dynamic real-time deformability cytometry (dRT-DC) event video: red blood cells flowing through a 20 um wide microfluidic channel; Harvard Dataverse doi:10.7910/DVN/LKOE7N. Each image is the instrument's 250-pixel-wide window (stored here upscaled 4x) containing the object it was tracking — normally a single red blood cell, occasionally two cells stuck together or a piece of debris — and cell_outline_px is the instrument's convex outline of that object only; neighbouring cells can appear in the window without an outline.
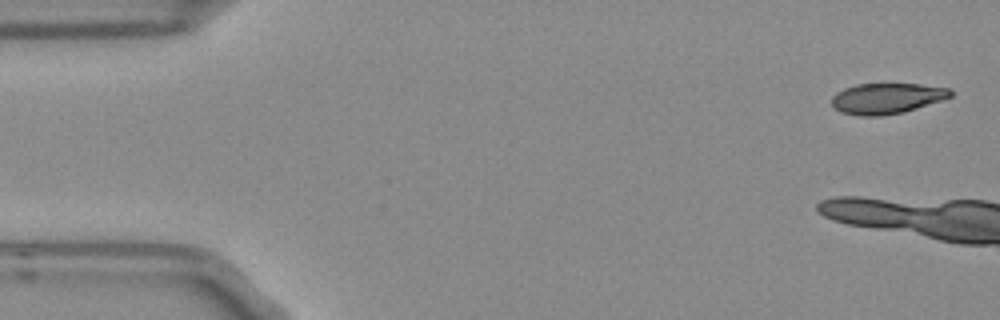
{"species": "Egyptian fruit bat (a non-hibernating species)", "species_latin": "Rousettus aegyptiacus", "temperature_condition": "room temperature", "stored_images_in_passage": 5, "camera_frame_rate_fps": 3000, "um_per_image_px": 0.085, "frame": {"image": 1, "passage_image": 1, "time_ms": 0.0, "image_size_px": [1000, 320], "cell_outline_px": [[952, 96], [904, 112], [880, 116], [860, 116], [840, 112], [832, 104], [832, 96], [836, 92], [844, 88], [856, 84], [920, 84], [948, 88], [952, 92]], "centroid_in_image_um": [75.33, 8.36], "position_along_channel_um": 9.7, "area_um2": 21.1}}